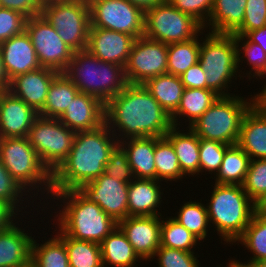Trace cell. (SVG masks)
<instances>
[{
  "label": "cell",
  "instance_id": "obj_1",
  "mask_svg": "<svg viewBox=\"0 0 266 267\" xmlns=\"http://www.w3.org/2000/svg\"><path fill=\"white\" fill-rule=\"evenodd\" d=\"M105 123L118 142L128 138L165 137L173 127L171 115L143 84H127L105 104Z\"/></svg>",
  "mask_w": 266,
  "mask_h": 267
},
{
  "label": "cell",
  "instance_id": "obj_2",
  "mask_svg": "<svg viewBox=\"0 0 266 267\" xmlns=\"http://www.w3.org/2000/svg\"><path fill=\"white\" fill-rule=\"evenodd\" d=\"M118 144L106 123L93 130L76 132L68 157L52 173V192L81 189L98 178Z\"/></svg>",
  "mask_w": 266,
  "mask_h": 267
},
{
  "label": "cell",
  "instance_id": "obj_3",
  "mask_svg": "<svg viewBox=\"0 0 266 267\" xmlns=\"http://www.w3.org/2000/svg\"><path fill=\"white\" fill-rule=\"evenodd\" d=\"M56 200H61L62 210L54 216L56 224L67 236L76 240L101 243L117 226L118 223L108 216L102 208L86 196L80 189L52 192ZM56 197V198H55Z\"/></svg>",
  "mask_w": 266,
  "mask_h": 267
},
{
  "label": "cell",
  "instance_id": "obj_4",
  "mask_svg": "<svg viewBox=\"0 0 266 267\" xmlns=\"http://www.w3.org/2000/svg\"><path fill=\"white\" fill-rule=\"evenodd\" d=\"M208 199L210 222L227 244L236 243L255 214V203L240 185L215 184Z\"/></svg>",
  "mask_w": 266,
  "mask_h": 267
},
{
  "label": "cell",
  "instance_id": "obj_5",
  "mask_svg": "<svg viewBox=\"0 0 266 267\" xmlns=\"http://www.w3.org/2000/svg\"><path fill=\"white\" fill-rule=\"evenodd\" d=\"M64 73L79 92L95 96L104 104L128 84L123 66L101 61L87 50L75 51Z\"/></svg>",
  "mask_w": 266,
  "mask_h": 267
},
{
  "label": "cell",
  "instance_id": "obj_6",
  "mask_svg": "<svg viewBox=\"0 0 266 267\" xmlns=\"http://www.w3.org/2000/svg\"><path fill=\"white\" fill-rule=\"evenodd\" d=\"M0 160L27 194L37 189L34 196H38L40 190L50 194L46 197L51 200L48 197L52 195V173L41 162L27 137L0 138Z\"/></svg>",
  "mask_w": 266,
  "mask_h": 267
},
{
  "label": "cell",
  "instance_id": "obj_7",
  "mask_svg": "<svg viewBox=\"0 0 266 267\" xmlns=\"http://www.w3.org/2000/svg\"><path fill=\"white\" fill-rule=\"evenodd\" d=\"M204 36L205 39L202 36L203 40H200L198 62L205 71L206 89L214 91L219 96L233 95L228 93V88H231L229 85L234 78L243 77L240 74L242 70L238 71L237 68L235 36L213 32H208Z\"/></svg>",
  "mask_w": 266,
  "mask_h": 267
},
{
  "label": "cell",
  "instance_id": "obj_8",
  "mask_svg": "<svg viewBox=\"0 0 266 267\" xmlns=\"http://www.w3.org/2000/svg\"><path fill=\"white\" fill-rule=\"evenodd\" d=\"M239 95L218 99L189 127L199 138L226 145L237 144L243 118L253 106V99ZM248 101V102H247Z\"/></svg>",
  "mask_w": 266,
  "mask_h": 267
},
{
  "label": "cell",
  "instance_id": "obj_9",
  "mask_svg": "<svg viewBox=\"0 0 266 267\" xmlns=\"http://www.w3.org/2000/svg\"><path fill=\"white\" fill-rule=\"evenodd\" d=\"M40 14L74 51L86 50L90 28L88 0H47Z\"/></svg>",
  "mask_w": 266,
  "mask_h": 267
},
{
  "label": "cell",
  "instance_id": "obj_10",
  "mask_svg": "<svg viewBox=\"0 0 266 267\" xmlns=\"http://www.w3.org/2000/svg\"><path fill=\"white\" fill-rule=\"evenodd\" d=\"M203 26L192 16L176 9L167 0L145 11L143 36L165 44L195 38Z\"/></svg>",
  "mask_w": 266,
  "mask_h": 267
},
{
  "label": "cell",
  "instance_id": "obj_11",
  "mask_svg": "<svg viewBox=\"0 0 266 267\" xmlns=\"http://www.w3.org/2000/svg\"><path fill=\"white\" fill-rule=\"evenodd\" d=\"M76 133L58 118L38 116L27 136L41 162L53 173L68 157Z\"/></svg>",
  "mask_w": 266,
  "mask_h": 267
},
{
  "label": "cell",
  "instance_id": "obj_12",
  "mask_svg": "<svg viewBox=\"0 0 266 267\" xmlns=\"http://www.w3.org/2000/svg\"><path fill=\"white\" fill-rule=\"evenodd\" d=\"M90 27L127 33L135 39L144 34L145 12L128 0H88Z\"/></svg>",
  "mask_w": 266,
  "mask_h": 267
},
{
  "label": "cell",
  "instance_id": "obj_13",
  "mask_svg": "<svg viewBox=\"0 0 266 267\" xmlns=\"http://www.w3.org/2000/svg\"><path fill=\"white\" fill-rule=\"evenodd\" d=\"M25 30L31 38L39 64L64 72L75 51L61 39L55 28L40 14L26 20Z\"/></svg>",
  "mask_w": 266,
  "mask_h": 267
},
{
  "label": "cell",
  "instance_id": "obj_14",
  "mask_svg": "<svg viewBox=\"0 0 266 267\" xmlns=\"http://www.w3.org/2000/svg\"><path fill=\"white\" fill-rule=\"evenodd\" d=\"M167 73V44L144 36L134 40L124 74L128 84H144Z\"/></svg>",
  "mask_w": 266,
  "mask_h": 267
},
{
  "label": "cell",
  "instance_id": "obj_15",
  "mask_svg": "<svg viewBox=\"0 0 266 267\" xmlns=\"http://www.w3.org/2000/svg\"><path fill=\"white\" fill-rule=\"evenodd\" d=\"M128 186L129 183L103 173L80 190L118 223L128 217Z\"/></svg>",
  "mask_w": 266,
  "mask_h": 267
},
{
  "label": "cell",
  "instance_id": "obj_16",
  "mask_svg": "<svg viewBox=\"0 0 266 267\" xmlns=\"http://www.w3.org/2000/svg\"><path fill=\"white\" fill-rule=\"evenodd\" d=\"M161 219L162 216H128L118 222V227L142 261L152 262L160 247Z\"/></svg>",
  "mask_w": 266,
  "mask_h": 267
},
{
  "label": "cell",
  "instance_id": "obj_17",
  "mask_svg": "<svg viewBox=\"0 0 266 267\" xmlns=\"http://www.w3.org/2000/svg\"><path fill=\"white\" fill-rule=\"evenodd\" d=\"M134 40L127 33L90 27L86 50L101 61L125 67Z\"/></svg>",
  "mask_w": 266,
  "mask_h": 267
},
{
  "label": "cell",
  "instance_id": "obj_18",
  "mask_svg": "<svg viewBox=\"0 0 266 267\" xmlns=\"http://www.w3.org/2000/svg\"><path fill=\"white\" fill-rule=\"evenodd\" d=\"M38 112L10 91L0 92V138L27 137Z\"/></svg>",
  "mask_w": 266,
  "mask_h": 267
},
{
  "label": "cell",
  "instance_id": "obj_19",
  "mask_svg": "<svg viewBox=\"0 0 266 267\" xmlns=\"http://www.w3.org/2000/svg\"><path fill=\"white\" fill-rule=\"evenodd\" d=\"M59 73L60 72L54 69L41 67L17 75L10 80L8 91L39 112L45 104L49 87L53 79Z\"/></svg>",
  "mask_w": 266,
  "mask_h": 267
},
{
  "label": "cell",
  "instance_id": "obj_20",
  "mask_svg": "<svg viewBox=\"0 0 266 267\" xmlns=\"http://www.w3.org/2000/svg\"><path fill=\"white\" fill-rule=\"evenodd\" d=\"M58 119L75 133L93 130L105 123V104L95 96L79 92Z\"/></svg>",
  "mask_w": 266,
  "mask_h": 267
},
{
  "label": "cell",
  "instance_id": "obj_21",
  "mask_svg": "<svg viewBox=\"0 0 266 267\" xmlns=\"http://www.w3.org/2000/svg\"><path fill=\"white\" fill-rule=\"evenodd\" d=\"M2 62L8 78L41 68L29 34L24 30L0 44Z\"/></svg>",
  "mask_w": 266,
  "mask_h": 267
},
{
  "label": "cell",
  "instance_id": "obj_22",
  "mask_svg": "<svg viewBox=\"0 0 266 267\" xmlns=\"http://www.w3.org/2000/svg\"><path fill=\"white\" fill-rule=\"evenodd\" d=\"M12 223L0 231V267H28L31 265L34 237Z\"/></svg>",
  "mask_w": 266,
  "mask_h": 267
},
{
  "label": "cell",
  "instance_id": "obj_23",
  "mask_svg": "<svg viewBox=\"0 0 266 267\" xmlns=\"http://www.w3.org/2000/svg\"><path fill=\"white\" fill-rule=\"evenodd\" d=\"M161 181L134 178L128 186V216H160L157 207L161 205Z\"/></svg>",
  "mask_w": 266,
  "mask_h": 267
},
{
  "label": "cell",
  "instance_id": "obj_24",
  "mask_svg": "<svg viewBox=\"0 0 266 267\" xmlns=\"http://www.w3.org/2000/svg\"><path fill=\"white\" fill-rule=\"evenodd\" d=\"M237 144L253 159H266V116L252 106L245 114Z\"/></svg>",
  "mask_w": 266,
  "mask_h": 267
},
{
  "label": "cell",
  "instance_id": "obj_25",
  "mask_svg": "<svg viewBox=\"0 0 266 267\" xmlns=\"http://www.w3.org/2000/svg\"><path fill=\"white\" fill-rule=\"evenodd\" d=\"M119 145L127 154L134 178L156 180L155 137L128 138Z\"/></svg>",
  "mask_w": 266,
  "mask_h": 267
},
{
  "label": "cell",
  "instance_id": "obj_26",
  "mask_svg": "<svg viewBox=\"0 0 266 267\" xmlns=\"http://www.w3.org/2000/svg\"><path fill=\"white\" fill-rule=\"evenodd\" d=\"M182 132L180 127L173 126L165 135L174 147L182 173L187 176L199 174L200 138L189 128Z\"/></svg>",
  "mask_w": 266,
  "mask_h": 267
},
{
  "label": "cell",
  "instance_id": "obj_27",
  "mask_svg": "<svg viewBox=\"0 0 266 267\" xmlns=\"http://www.w3.org/2000/svg\"><path fill=\"white\" fill-rule=\"evenodd\" d=\"M246 4L247 0H213L209 20L203 28L232 34L243 22Z\"/></svg>",
  "mask_w": 266,
  "mask_h": 267
},
{
  "label": "cell",
  "instance_id": "obj_28",
  "mask_svg": "<svg viewBox=\"0 0 266 267\" xmlns=\"http://www.w3.org/2000/svg\"><path fill=\"white\" fill-rule=\"evenodd\" d=\"M100 246L103 267H135L136 262L141 261L118 226L103 239Z\"/></svg>",
  "mask_w": 266,
  "mask_h": 267
},
{
  "label": "cell",
  "instance_id": "obj_29",
  "mask_svg": "<svg viewBox=\"0 0 266 267\" xmlns=\"http://www.w3.org/2000/svg\"><path fill=\"white\" fill-rule=\"evenodd\" d=\"M218 97L219 95L210 89L185 88L177 110L171 115L173 126L181 127L182 124L180 125L178 120L183 117L184 120L188 118L187 127H189L208 110Z\"/></svg>",
  "mask_w": 266,
  "mask_h": 267
},
{
  "label": "cell",
  "instance_id": "obj_30",
  "mask_svg": "<svg viewBox=\"0 0 266 267\" xmlns=\"http://www.w3.org/2000/svg\"><path fill=\"white\" fill-rule=\"evenodd\" d=\"M143 85L169 115L177 110L185 89L179 76L165 73L148 79Z\"/></svg>",
  "mask_w": 266,
  "mask_h": 267
},
{
  "label": "cell",
  "instance_id": "obj_31",
  "mask_svg": "<svg viewBox=\"0 0 266 267\" xmlns=\"http://www.w3.org/2000/svg\"><path fill=\"white\" fill-rule=\"evenodd\" d=\"M78 93L79 90L73 82L64 72H60L53 79L45 104L38 114L47 118H59Z\"/></svg>",
  "mask_w": 266,
  "mask_h": 267
},
{
  "label": "cell",
  "instance_id": "obj_32",
  "mask_svg": "<svg viewBox=\"0 0 266 267\" xmlns=\"http://www.w3.org/2000/svg\"><path fill=\"white\" fill-rule=\"evenodd\" d=\"M53 238L39 244L33 239L31 265L33 267H70L64 244V232L59 228ZM40 245V246H39Z\"/></svg>",
  "mask_w": 266,
  "mask_h": 267
},
{
  "label": "cell",
  "instance_id": "obj_33",
  "mask_svg": "<svg viewBox=\"0 0 266 267\" xmlns=\"http://www.w3.org/2000/svg\"><path fill=\"white\" fill-rule=\"evenodd\" d=\"M250 160L238 144L230 145L224 153L220 170L215 175V184L242 186Z\"/></svg>",
  "mask_w": 266,
  "mask_h": 267
},
{
  "label": "cell",
  "instance_id": "obj_34",
  "mask_svg": "<svg viewBox=\"0 0 266 267\" xmlns=\"http://www.w3.org/2000/svg\"><path fill=\"white\" fill-rule=\"evenodd\" d=\"M200 32L195 38L167 44V73L181 76L189 67L199 61Z\"/></svg>",
  "mask_w": 266,
  "mask_h": 267
},
{
  "label": "cell",
  "instance_id": "obj_35",
  "mask_svg": "<svg viewBox=\"0 0 266 267\" xmlns=\"http://www.w3.org/2000/svg\"><path fill=\"white\" fill-rule=\"evenodd\" d=\"M154 157L156 180L177 182L183 179L184 174L179 166L174 147L166 137H155Z\"/></svg>",
  "mask_w": 266,
  "mask_h": 267
},
{
  "label": "cell",
  "instance_id": "obj_36",
  "mask_svg": "<svg viewBox=\"0 0 266 267\" xmlns=\"http://www.w3.org/2000/svg\"><path fill=\"white\" fill-rule=\"evenodd\" d=\"M64 244L70 267H103L99 243L76 240L64 233Z\"/></svg>",
  "mask_w": 266,
  "mask_h": 267
},
{
  "label": "cell",
  "instance_id": "obj_37",
  "mask_svg": "<svg viewBox=\"0 0 266 267\" xmlns=\"http://www.w3.org/2000/svg\"><path fill=\"white\" fill-rule=\"evenodd\" d=\"M177 216L172 217L188 231L194 234L200 241L205 240L209 229L207 206L197 201H187L180 206ZM208 228V229H207Z\"/></svg>",
  "mask_w": 266,
  "mask_h": 267
},
{
  "label": "cell",
  "instance_id": "obj_38",
  "mask_svg": "<svg viewBox=\"0 0 266 267\" xmlns=\"http://www.w3.org/2000/svg\"><path fill=\"white\" fill-rule=\"evenodd\" d=\"M236 242L244 245L253 254L250 261L260 263L266 260V217L255 213Z\"/></svg>",
  "mask_w": 266,
  "mask_h": 267
},
{
  "label": "cell",
  "instance_id": "obj_39",
  "mask_svg": "<svg viewBox=\"0 0 266 267\" xmlns=\"http://www.w3.org/2000/svg\"><path fill=\"white\" fill-rule=\"evenodd\" d=\"M164 219L166 221H164ZM164 219L162 218L161 220L160 246L185 252H195L193 251V249L196 248L194 246H196L197 243L200 245V240L174 220L172 216Z\"/></svg>",
  "mask_w": 266,
  "mask_h": 267
},
{
  "label": "cell",
  "instance_id": "obj_40",
  "mask_svg": "<svg viewBox=\"0 0 266 267\" xmlns=\"http://www.w3.org/2000/svg\"><path fill=\"white\" fill-rule=\"evenodd\" d=\"M234 36L237 45V68L239 69L240 62L242 63V61L245 60L247 65L252 67L250 71H248L249 73L246 72L245 75L249 80L252 79V77H256V79H258L257 77H259V79L264 78L266 76V53L263 48L259 44L251 42L246 36Z\"/></svg>",
  "mask_w": 266,
  "mask_h": 267
},
{
  "label": "cell",
  "instance_id": "obj_41",
  "mask_svg": "<svg viewBox=\"0 0 266 267\" xmlns=\"http://www.w3.org/2000/svg\"><path fill=\"white\" fill-rule=\"evenodd\" d=\"M230 145L223 144L218 141L213 140H205L200 138L199 143V162H200V170L199 173L208 171L210 174L211 172L217 174L220 170L221 163L223 160L224 153L226 149Z\"/></svg>",
  "mask_w": 266,
  "mask_h": 267
},
{
  "label": "cell",
  "instance_id": "obj_42",
  "mask_svg": "<svg viewBox=\"0 0 266 267\" xmlns=\"http://www.w3.org/2000/svg\"><path fill=\"white\" fill-rule=\"evenodd\" d=\"M242 187L254 203L266 193V159L250 160Z\"/></svg>",
  "mask_w": 266,
  "mask_h": 267
},
{
  "label": "cell",
  "instance_id": "obj_43",
  "mask_svg": "<svg viewBox=\"0 0 266 267\" xmlns=\"http://www.w3.org/2000/svg\"><path fill=\"white\" fill-rule=\"evenodd\" d=\"M26 193L27 192L10 175L0 160V199L8 204L17 214H20L18 212L24 209V207H20V204H23V196L28 195Z\"/></svg>",
  "mask_w": 266,
  "mask_h": 267
},
{
  "label": "cell",
  "instance_id": "obj_44",
  "mask_svg": "<svg viewBox=\"0 0 266 267\" xmlns=\"http://www.w3.org/2000/svg\"><path fill=\"white\" fill-rule=\"evenodd\" d=\"M263 26H266V0H247L243 22L232 34L245 36Z\"/></svg>",
  "mask_w": 266,
  "mask_h": 267
},
{
  "label": "cell",
  "instance_id": "obj_45",
  "mask_svg": "<svg viewBox=\"0 0 266 267\" xmlns=\"http://www.w3.org/2000/svg\"><path fill=\"white\" fill-rule=\"evenodd\" d=\"M195 252H185L182 250L160 246L155 255L158 260V267H199L198 256Z\"/></svg>",
  "mask_w": 266,
  "mask_h": 267
},
{
  "label": "cell",
  "instance_id": "obj_46",
  "mask_svg": "<svg viewBox=\"0 0 266 267\" xmlns=\"http://www.w3.org/2000/svg\"><path fill=\"white\" fill-rule=\"evenodd\" d=\"M104 174L126 183H130L134 179L127 154L119 144L111 152L109 160L105 164Z\"/></svg>",
  "mask_w": 266,
  "mask_h": 267
},
{
  "label": "cell",
  "instance_id": "obj_47",
  "mask_svg": "<svg viewBox=\"0 0 266 267\" xmlns=\"http://www.w3.org/2000/svg\"><path fill=\"white\" fill-rule=\"evenodd\" d=\"M27 18L17 11L0 7V44L25 30Z\"/></svg>",
  "mask_w": 266,
  "mask_h": 267
},
{
  "label": "cell",
  "instance_id": "obj_48",
  "mask_svg": "<svg viewBox=\"0 0 266 267\" xmlns=\"http://www.w3.org/2000/svg\"><path fill=\"white\" fill-rule=\"evenodd\" d=\"M179 11L192 16L203 27L207 24L213 0H167Z\"/></svg>",
  "mask_w": 266,
  "mask_h": 267
},
{
  "label": "cell",
  "instance_id": "obj_49",
  "mask_svg": "<svg viewBox=\"0 0 266 267\" xmlns=\"http://www.w3.org/2000/svg\"><path fill=\"white\" fill-rule=\"evenodd\" d=\"M42 0H0V7L17 11L27 19L40 15Z\"/></svg>",
  "mask_w": 266,
  "mask_h": 267
},
{
  "label": "cell",
  "instance_id": "obj_50",
  "mask_svg": "<svg viewBox=\"0 0 266 267\" xmlns=\"http://www.w3.org/2000/svg\"><path fill=\"white\" fill-rule=\"evenodd\" d=\"M184 88H206L205 71L199 62L189 67L181 76H179Z\"/></svg>",
  "mask_w": 266,
  "mask_h": 267
},
{
  "label": "cell",
  "instance_id": "obj_51",
  "mask_svg": "<svg viewBox=\"0 0 266 267\" xmlns=\"http://www.w3.org/2000/svg\"><path fill=\"white\" fill-rule=\"evenodd\" d=\"M16 215L18 214L0 199V231L9 227L13 222H16L18 219Z\"/></svg>",
  "mask_w": 266,
  "mask_h": 267
},
{
  "label": "cell",
  "instance_id": "obj_52",
  "mask_svg": "<svg viewBox=\"0 0 266 267\" xmlns=\"http://www.w3.org/2000/svg\"><path fill=\"white\" fill-rule=\"evenodd\" d=\"M251 42L259 44L266 53V26L248 32L245 35Z\"/></svg>",
  "mask_w": 266,
  "mask_h": 267
},
{
  "label": "cell",
  "instance_id": "obj_53",
  "mask_svg": "<svg viewBox=\"0 0 266 267\" xmlns=\"http://www.w3.org/2000/svg\"><path fill=\"white\" fill-rule=\"evenodd\" d=\"M253 106L263 115L266 116V83L260 93L253 95Z\"/></svg>",
  "mask_w": 266,
  "mask_h": 267
},
{
  "label": "cell",
  "instance_id": "obj_54",
  "mask_svg": "<svg viewBox=\"0 0 266 267\" xmlns=\"http://www.w3.org/2000/svg\"><path fill=\"white\" fill-rule=\"evenodd\" d=\"M133 5L141 8L144 12L161 4L164 0H128Z\"/></svg>",
  "mask_w": 266,
  "mask_h": 267
},
{
  "label": "cell",
  "instance_id": "obj_55",
  "mask_svg": "<svg viewBox=\"0 0 266 267\" xmlns=\"http://www.w3.org/2000/svg\"><path fill=\"white\" fill-rule=\"evenodd\" d=\"M10 86V79L7 76V73L2 62V56L0 52V92L8 90Z\"/></svg>",
  "mask_w": 266,
  "mask_h": 267
},
{
  "label": "cell",
  "instance_id": "obj_56",
  "mask_svg": "<svg viewBox=\"0 0 266 267\" xmlns=\"http://www.w3.org/2000/svg\"><path fill=\"white\" fill-rule=\"evenodd\" d=\"M255 213L266 217V193L255 202Z\"/></svg>",
  "mask_w": 266,
  "mask_h": 267
},
{
  "label": "cell",
  "instance_id": "obj_57",
  "mask_svg": "<svg viewBox=\"0 0 266 267\" xmlns=\"http://www.w3.org/2000/svg\"><path fill=\"white\" fill-rule=\"evenodd\" d=\"M230 262H228V267H260L259 263L255 262V261H245V263H242L239 260H235V259H230Z\"/></svg>",
  "mask_w": 266,
  "mask_h": 267
},
{
  "label": "cell",
  "instance_id": "obj_58",
  "mask_svg": "<svg viewBox=\"0 0 266 267\" xmlns=\"http://www.w3.org/2000/svg\"><path fill=\"white\" fill-rule=\"evenodd\" d=\"M260 267H266V260L259 263Z\"/></svg>",
  "mask_w": 266,
  "mask_h": 267
}]
</instances>
